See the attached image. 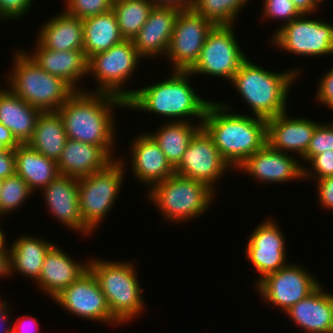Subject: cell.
<instances>
[{"label": "cell", "mask_w": 333, "mask_h": 333, "mask_svg": "<svg viewBox=\"0 0 333 333\" xmlns=\"http://www.w3.org/2000/svg\"><path fill=\"white\" fill-rule=\"evenodd\" d=\"M121 107L127 109V102L117 96L83 90L75 91L58 112L68 139L100 146L116 160L118 124L113 111Z\"/></svg>", "instance_id": "cell-1"}, {"label": "cell", "mask_w": 333, "mask_h": 333, "mask_svg": "<svg viewBox=\"0 0 333 333\" xmlns=\"http://www.w3.org/2000/svg\"><path fill=\"white\" fill-rule=\"evenodd\" d=\"M232 110L227 100L226 103L211 102L202 128L212 138L223 159L236 171L250 155L267 143V121Z\"/></svg>", "instance_id": "cell-2"}, {"label": "cell", "mask_w": 333, "mask_h": 333, "mask_svg": "<svg viewBox=\"0 0 333 333\" xmlns=\"http://www.w3.org/2000/svg\"><path fill=\"white\" fill-rule=\"evenodd\" d=\"M162 81L139 87L127 101V109L146 112L166 118L167 122H202L208 105L212 102L201 97L194 86L189 71H172Z\"/></svg>", "instance_id": "cell-3"}, {"label": "cell", "mask_w": 333, "mask_h": 333, "mask_svg": "<svg viewBox=\"0 0 333 333\" xmlns=\"http://www.w3.org/2000/svg\"><path fill=\"white\" fill-rule=\"evenodd\" d=\"M247 58L230 83L235 87L238 96L244 99L251 115L269 119L287 110V101L292 85L301 78L304 69L294 68L278 72L270 71L251 62Z\"/></svg>", "instance_id": "cell-4"}, {"label": "cell", "mask_w": 333, "mask_h": 333, "mask_svg": "<svg viewBox=\"0 0 333 333\" xmlns=\"http://www.w3.org/2000/svg\"><path fill=\"white\" fill-rule=\"evenodd\" d=\"M133 262L108 261L97 257L88 260V268L105 295L111 315L123 326L137 319L146 309L142 285Z\"/></svg>", "instance_id": "cell-5"}, {"label": "cell", "mask_w": 333, "mask_h": 333, "mask_svg": "<svg viewBox=\"0 0 333 333\" xmlns=\"http://www.w3.org/2000/svg\"><path fill=\"white\" fill-rule=\"evenodd\" d=\"M25 49L13 52V65L6 86L41 112L58 111L75 90L62 78L41 69Z\"/></svg>", "instance_id": "cell-6"}, {"label": "cell", "mask_w": 333, "mask_h": 333, "mask_svg": "<svg viewBox=\"0 0 333 333\" xmlns=\"http://www.w3.org/2000/svg\"><path fill=\"white\" fill-rule=\"evenodd\" d=\"M165 221L179 224L198 219L212 207L216 192L205 183L173 174L146 191Z\"/></svg>", "instance_id": "cell-7"}, {"label": "cell", "mask_w": 333, "mask_h": 333, "mask_svg": "<svg viewBox=\"0 0 333 333\" xmlns=\"http://www.w3.org/2000/svg\"><path fill=\"white\" fill-rule=\"evenodd\" d=\"M127 158L119 157L105 169L78 178L80 212L84 227L91 233L96 232L101 222L116 202L122 191L126 173Z\"/></svg>", "instance_id": "cell-8"}, {"label": "cell", "mask_w": 333, "mask_h": 333, "mask_svg": "<svg viewBox=\"0 0 333 333\" xmlns=\"http://www.w3.org/2000/svg\"><path fill=\"white\" fill-rule=\"evenodd\" d=\"M140 60L144 59L137 53L133 41L125 39L105 52L93 55L88 60V77H93L98 85L92 92L111 94L127 102L137 89H128L125 84L136 75Z\"/></svg>", "instance_id": "cell-9"}, {"label": "cell", "mask_w": 333, "mask_h": 333, "mask_svg": "<svg viewBox=\"0 0 333 333\" xmlns=\"http://www.w3.org/2000/svg\"><path fill=\"white\" fill-rule=\"evenodd\" d=\"M313 18L301 14L270 37L269 43L295 56L333 55V23Z\"/></svg>", "instance_id": "cell-10"}, {"label": "cell", "mask_w": 333, "mask_h": 333, "mask_svg": "<svg viewBox=\"0 0 333 333\" xmlns=\"http://www.w3.org/2000/svg\"><path fill=\"white\" fill-rule=\"evenodd\" d=\"M235 25H216L208 33L199 58L189 70L192 76L205 75L230 82L248 58L236 38ZM198 74V75H197ZM218 77V78H217Z\"/></svg>", "instance_id": "cell-11"}, {"label": "cell", "mask_w": 333, "mask_h": 333, "mask_svg": "<svg viewBox=\"0 0 333 333\" xmlns=\"http://www.w3.org/2000/svg\"><path fill=\"white\" fill-rule=\"evenodd\" d=\"M319 280L303 265L288 263L264 276L254 287L265 304L285 312L311 294L321 284Z\"/></svg>", "instance_id": "cell-12"}, {"label": "cell", "mask_w": 333, "mask_h": 333, "mask_svg": "<svg viewBox=\"0 0 333 333\" xmlns=\"http://www.w3.org/2000/svg\"><path fill=\"white\" fill-rule=\"evenodd\" d=\"M214 26L193 9L180 11L164 59L169 60L170 70L189 71L198 60L208 33Z\"/></svg>", "instance_id": "cell-13"}, {"label": "cell", "mask_w": 333, "mask_h": 333, "mask_svg": "<svg viewBox=\"0 0 333 333\" xmlns=\"http://www.w3.org/2000/svg\"><path fill=\"white\" fill-rule=\"evenodd\" d=\"M52 301L73 316L83 318L86 321L93 320L113 327L123 326L111 315L105 295L89 268Z\"/></svg>", "instance_id": "cell-14"}, {"label": "cell", "mask_w": 333, "mask_h": 333, "mask_svg": "<svg viewBox=\"0 0 333 333\" xmlns=\"http://www.w3.org/2000/svg\"><path fill=\"white\" fill-rule=\"evenodd\" d=\"M231 170L212 138L201 128L191 139L175 174L205 183L217 193L218 181Z\"/></svg>", "instance_id": "cell-15"}, {"label": "cell", "mask_w": 333, "mask_h": 333, "mask_svg": "<svg viewBox=\"0 0 333 333\" xmlns=\"http://www.w3.org/2000/svg\"><path fill=\"white\" fill-rule=\"evenodd\" d=\"M270 218L261 220L247 238L244 254L259 274L254 285L267 274L276 272L288 264L285 235L276 220L274 221L272 216Z\"/></svg>", "instance_id": "cell-16"}, {"label": "cell", "mask_w": 333, "mask_h": 333, "mask_svg": "<svg viewBox=\"0 0 333 333\" xmlns=\"http://www.w3.org/2000/svg\"><path fill=\"white\" fill-rule=\"evenodd\" d=\"M297 158V159H296ZM299 158L273 149L266 143L250 155L237 169L257 183L283 184L289 181L304 180V167Z\"/></svg>", "instance_id": "cell-17"}, {"label": "cell", "mask_w": 333, "mask_h": 333, "mask_svg": "<svg viewBox=\"0 0 333 333\" xmlns=\"http://www.w3.org/2000/svg\"><path fill=\"white\" fill-rule=\"evenodd\" d=\"M137 135L136 133L135 138L129 141V164L135 180L137 178L139 183L150 190L154 185L175 174V169L148 131Z\"/></svg>", "instance_id": "cell-18"}, {"label": "cell", "mask_w": 333, "mask_h": 333, "mask_svg": "<svg viewBox=\"0 0 333 333\" xmlns=\"http://www.w3.org/2000/svg\"><path fill=\"white\" fill-rule=\"evenodd\" d=\"M41 191L49 213L56 217L59 223L74 233L91 236L84 227L80 212L78 178L59 175Z\"/></svg>", "instance_id": "cell-19"}, {"label": "cell", "mask_w": 333, "mask_h": 333, "mask_svg": "<svg viewBox=\"0 0 333 333\" xmlns=\"http://www.w3.org/2000/svg\"><path fill=\"white\" fill-rule=\"evenodd\" d=\"M288 111L267 119V143L275 150L293 154L301 160L315 128L320 122L306 117H290Z\"/></svg>", "instance_id": "cell-20"}, {"label": "cell", "mask_w": 333, "mask_h": 333, "mask_svg": "<svg viewBox=\"0 0 333 333\" xmlns=\"http://www.w3.org/2000/svg\"><path fill=\"white\" fill-rule=\"evenodd\" d=\"M179 12L175 8L163 7L151 10L146 23L132 39L137 53L143 59L165 58Z\"/></svg>", "instance_id": "cell-21"}, {"label": "cell", "mask_w": 333, "mask_h": 333, "mask_svg": "<svg viewBox=\"0 0 333 333\" xmlns=\"http://www.w3.org/2000/svg\"><path fill=\"white\" fill-rule=\"evenodd\" d=\"M321 283L284 313L304 333H333V292Z\"/></svg>", "instance_id": "cell-22"}, {"label": "cell", "mask_w": 333, "mask_h": 333, "mask_svg": "<svg viewBox=\"0 0 333 333\" xmlns=\"http://www.w3.org/2000/svg\"><path fill=\"white\" fill-rule=\"evenodd\" d=\"M33 53L25 51L37 65L50 75L62 78L75 91H88L80 84L88 76V60L84 50L54 51L44 48L35 40ZM79 84V85H78Z\"/></svg>", "instance_id": "cell-23"}, {"label": "cell", "mask_w": 333, "mask_h": 333, "mask_svg": "<svg viewBox=\"0 0 333 333\" xmlns=\"http://www.w3.org/2000/svg\"><path fill=\"white\" fill-rule=\"evenodd\" d=\"M68 254L54 244L45 256L36 285L41 293H45L51 299L76 281L88 269V261L81 263Z\"/></svg>", "instance_id": "cell-24"}, {"label": "cell", "mask_w": 333, "mask_h": 333, "mask_svg": "<svg viewBox=\"0 0 333 333\" xmlns=\"http://www.w3.org/2000/svg\"><path fill=\"white\" fill-rule=\"evenodd\" d=\"M113 161L100 146L67 139L57 166L61 176L80 178L105 169Z\"/></svg>", "instance_id": "cell-25"}, {"label": "cell", "mask_w": 333, "mask_h": 333, "mask_svg": "<svg viewBox=\"0 0 333 333\" xmlns=\"http://www.w3.org/2000/svg\"><path fill=\"white\" fill-rule=\"evenodd\" d=\"M36 40L54 51L83 50V21L62 10L40 25Z\"/></svg>", "instance_id": "cell-26"}, {"label": "cell", "mask_w": 333, "mask_h": 333, "mask_svg": "<svg viewBox=\"0 0 333 333\" xmlns=\"http://www.w3.org/2000/svg\"><path fill=\"white\" fill-rule=\"evenodd\" d=\"M6 87H0V123L11 131L19 144H27L33 136L41 111Z\"/></svg>", "instance_id": "cell-27"}, {"label": "cell", "mask_w": 333, "mask_h": 333, "mask_svg": "<svg viewBox=\"0 0 333 333\" xmlns=\"http://www.w3.org/2000/svg\"><path fill=\"white\" fill-rule=\"evenodd\" d=\"M10 244L11 277L21 274L36 282L41 274L45 256L55 243L42 237L23 234L14 238Z\"/></svg>", "instance_id": "cell-28"}, {"label": "cell", "mask_w": 333, "mask_h": 333, "mask_svg": "<svg viewBox=\"0 0 333 333\" xmlns=\"http://www.w3.org/2000/svg\"><path fill=\"white\" fill-rule=\"evenodd\" d=\"M16 174L23 178L33 192H41L59 175L57 162L40 154L28 144L14 150Z\"/></svg>", "instance_id": "cell-29"}, {"label": "cell", "mask_w": 333, "mask_h": 333, "mask_svg": "<svg viewBox=\"0 0 333 333\" xmlns=\"http://www.w3.org/2000/svg\"><path fill=\"white\" fill-rule=\"evenodd\" d=\"M163 123L155 131H149V134L158 143L161 151L175 169L181 162L191 139L202 128V122L192 120Z\"/></svg>", "instance_id": "cell-30"}, {"label": "cell", "mask_w": 333, "mask_h": 333, "mask_svg": "<svg viewBox=\"0 0 333 333\" xmlns=\"http://www.w3.org/2000/svg\"><path fill=\"white\" fill-rule=\"evenodd\" d=\"M67 134L58 111L41 112L37 118L31 140L32 149L57 162L62 154Z\"/></svg>", "instance_id": "cell-31"}, {"label": "cell", "mask_w": 333, "mask_h": 333, "mask_svg": "<svg viewBox=\"0 0 333 333\" xmlns=\"http://www.w3.org/2000/svg\"><path fill=\"white\" fill-rule=\"evenodd\" d=\"M82 21L84 36L83 50L87 60L93 55L105 52L124 40L120 34L117 18L113 10L86 18Z\"/></svg>", "instance_id": "cell-32"}, {"label": "cell", "mask_w": 333, "mask_h": 333, "mask_svg": "<svg viewBox=\"0 0 333 333\" xmlns=\"http://www.w3.org/2000/svg\"><path fill=\"white\" fill-rule=\"evenodd\" d=\"M153 8L149 0H113L112 10L121 36L125 40H132L146 23Z\"/></svg>", "instance_id": "cell-33"}, {"label": "cell", "mask_w": 333, "mask_h": 333, "mask_svg": "<svg viewBox=\"0 0 333 333\" xmlns=\"http://www.w3.org/2000/svg\"><path fill=\"white\" fill-rule=\"evenodd\" d=\"M248 2L250 0H194L192 9L215 26L234 25Z\"/></svg>", "instance_id": "cell-34"}, {"label": "cell", "mask_w": 333, "mask_h": 333, "mask_svg": "<svg viewBox=\"0 0 333 333\" xmlns=\"http://www.w3.org/2000/svg\"><path fill=\"white\" fill-rule=\"evenodd\" d=\"M34 192L28 186L26 181L18 174H13L2 179L0 189V220L1 217L13 214L25 204L26 200ZM10 213V214H9Z\"/></svg>", "instance_id": "cell-35"}, {"label": "cell", "mask_w": 333, "mask_h": 333, "mask_svg": "<svg viewBox=\"0 0 333 333\" xmlns=\"http://www.w3.org/2000/svg\"><path fill=\"white\" fill-rule=\"evenodd\" d=\"M63 11L84 20L112 10L113 0H64Z\"/></svg>", "instance_id": "cell-36"}, {"label": "cell", "mask_w": 333, "mask_h": 333, "mask_svg": "<svg viewBox=\"0 0 333 333\" xmlns=\"http://www.w3.org/2000/svg\"><path fill=\"white\" fill-rule=\"evenodd\" d=\"M262 18L268 20H282V24L274 30L271 37L283 26L299 17L301 14L295 8L292 0H263ZM284 21V22H283Z\"/></svg>", "instance_id": "cell-37"}, {"label": "cell", "mask_w": 333, "mask_h": 333, "mask_svg": "<svg viewBox=\"0 0 333 333\" xmlns=\"http://www.w3.org/2000/svg\"><path fill=\"white\" fill-rule=\"evenodd\" d=\"M333 151V122H320L314 130L309 147L303 158L300 160L302 165L308 162L316 155L325 152ZM304 161V163H303Z\"/></svg>", "instance_id": "cell-38"}, {"label": "cell", "mask_w": 333, "mask_h": 333, "mask_svg": "<svg viewBox=\"0 0 333 333\" xmlns=\"http://www.w3.org/2000/svg\"><path fill=\"white\" fill-rule=\"evenodd\" d=\"M311 166H304V179L314 181L333 176V151H325L314 156L309 162ZM307 167V168H306Z\"/></svg>", "instance_id": "cell-39"}, {"label": "cell", "mask_w": 333, "mask_h": 333, "mask_svg": "<svg viewBox=\"0 0 333 333\" xmlns=\"http://www.w3.org/2000/svg\"><path fill=\"white\" fill-rule=\"evenodd\" d=\"M35 0H0V20L22 19L29 13Z\"/></svg>", "instance_id": "cell-40"}, {"label": "cell", "mask_w": 333, "mask_h": 333, "mask_svg": "<svg viewBox=\"0 0 333 333\" xmlns=\"http://www.w3.org/2000/svg\"><path fill=\"white\" fill-rule=\"evenodd\" d=\"M316 98L314 99L319 105L333 108V65L327 70L323 77L319 79L318 88L316 90Z\"/></svg>", "instance_id": "cell-41"}, {"label": "cell", "mask_w": 333, "mask_h": 333, "mask_svg": "<svg viewBox=\"0 0 333 333\" xmlns=\"http://www.w3.org/2000/svg\"><path fill=\"white\" fill-rule=\"evenodd\" d=\"M313 183L317 185L318 204L324 210L333 211V176L317 180Z\"/></svg>", "instance_id": "cell-42"}, {"label": "cell", "mask_w": 333, "mask_h": 333, "mask_svg": "<svg viewBox=\"0 0 333 333\" xmlns=\"http://www.w3.org/2000/svg\"><path fill=\"white\" fill-rule=\"evenodd\" d=\"M36 317L30 315L20 316L12 323V333H38L40 327Z\"/></svg>", "instance_id": "cell-43"}, {"label": "cell", "mask_w": 333, "mask_h": 333, "mask_svg": "<svg viewBox=\"0 0 333 333\" xmlns=\"http://www.w3.org/2000/svg\"><path fill=\"white\" fill-rule=\"evenodd\" d=\"M16 173L15 156L13 149L0 151V178L5 179Z\"/></svg>", "instance_id": "cell-44"}, {"label": "cell", "mask_w": 333, "mask_h": 333, "mask_svg": "<svg viewBox=\"0 0 333 333\" xmlns=\"http://www.w3.org/2000/svg\"><path fill=\"white\" fill-rule=\"evenodd\" d=\"M154 7L175 8L180 11L192 9L194 0H149Z\"/></svg>", "instance_id": "cell-45"}, {"label": "cell", "mask_w": 333, "mask_h": 333, "mask_svg": "<svg viewBox=\"0 0 333 333\" xmlns=\"http://www.w3.org/2000/svg\"><path fill=\"white\" fill-rule=\"evenodd\" d=\"M9 304L0 298V333H12L13 320L10 319Z\"/></svg>", "instance_id": "cell-46"}, {"label": "cell", "mask_w": 333, "mask_h": 333, "mask_svg": "<svg viewBox=\"0 0 333 333\" xmlns=\"http://www.w3.org/2000/svg\"><path fill=\"white\" fill-rule=\"evenodd\" d=\"M19 145L11 131L0 123V151L5 149L15 150Z\"/></svg>", "instance_id": "cell-47"}, {"label": "cell", "mask_w": 333, "mask_h": 333, "mask_svg": "<svg viewBox=\"0 0 333 333\" xmlns=\"http://www.w3.org/2000/svg\"><path fill=\"white\" fill-rule=\"evenodd\" d=\"M292 2L300 14H310L311 16L318 11V6L321 5L317 0H292Z\"/></svg>", "instance_id": "cell-48"}, {"label": "cell", "mask_w": 333, "mask_h": 333, "mask_svg": "<svg viewBox=\"0 0 333 333\" xmlns=\"http://www.w3.org/2000/svg\"><path fill=\"white\" fill-rule=\"evenodd\" d=\"M11 275L10 254H0V278Z\"/></svg>", "instance_id": "cell-49"}, {"label": "cell", "mask_w": 333, "mask_h": 333, "mask_svg": "<svg viewBox=\"0 0 333 333\" xmlns=\"http://www.w3.org/2000/svg\"><path fill=\"white\" fill-rule=\"evenodd\" d=\"M0 221L2 222L3 220H0ZM0 225H2V224L0 223ZM5 237H6V234L0 226V254H10L9 245L7 246L8 242Z\"/></svg>", "instance_id": "cell-50"}, {"label": "cell", "mask_w": 333, "mask_h": 333, "mask_svg": "<svg viewBox=\"0 0 333 333\" xmlns=\"http://www.w3.org/2000/svg\"><path fill=\"white\" fill-rule=\"evenodd\" d=\"M320 4H322L323 2H325L326 0H317Z\"/></svg>", "instance_id": "cell-51"}]
</instances>
